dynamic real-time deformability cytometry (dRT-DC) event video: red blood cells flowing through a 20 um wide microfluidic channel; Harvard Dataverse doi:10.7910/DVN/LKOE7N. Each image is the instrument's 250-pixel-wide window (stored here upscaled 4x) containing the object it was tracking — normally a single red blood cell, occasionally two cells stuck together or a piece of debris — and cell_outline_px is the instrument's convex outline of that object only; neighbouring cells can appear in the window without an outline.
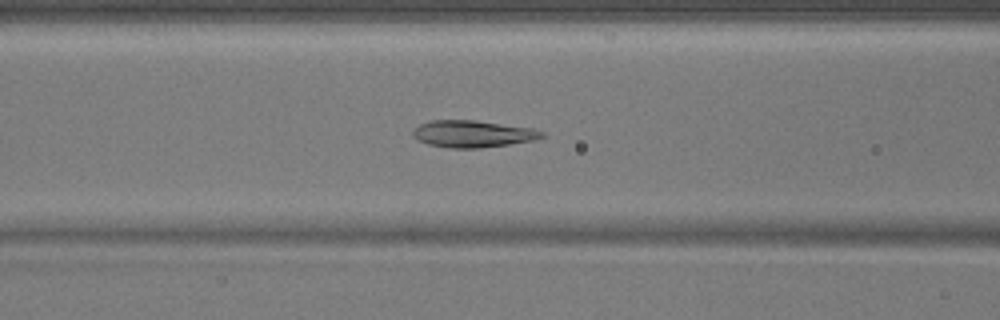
{"species": "common noctule bat (a hibernating species)", "species_latin": "Nyctalus noctula", "temperature_condition": "warm", "stored_images_in_passage": 50, "camera_frame_rate_fps": 3000, "um_per_image_px": 0.085, "animal": {"sex": "male", "body_mass_g": 17.9}, "frame": {"image": 1, "passage_image": 20, "time_ms": 6.333, "image_size_px": [1000, 320], "cell_outline_px": [[544, 136], [536, 140], [480, 148], [448, 148], [428, 144], [412, 136], [412, 132], [420, 124], [432, 120], [476, 120], [532, 128], [544, 132]], "centroid_in_image_um": [40.19, 11.38], "position_along_channel_um": 126.4, "area_um2": 20.17}}
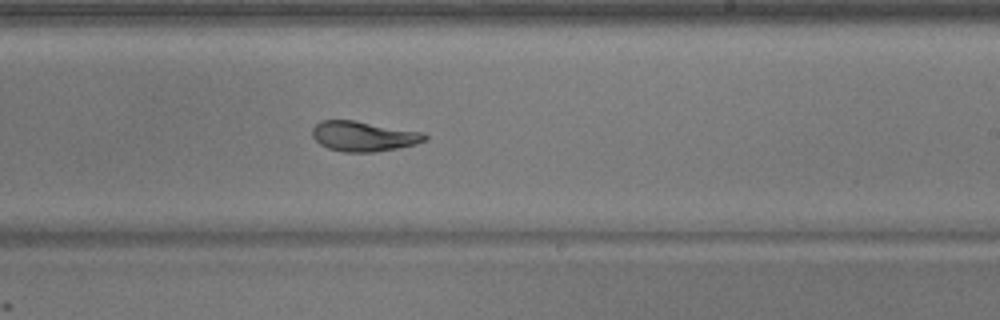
{"frame": {"image": 2, "passage_image": 30, "time_ms": 9.667, "image_size_px": [1000, 320], "cell_outline_px": [[428, 140], [416, 144], [396, 148], [372, 152], [344, 152], [328, 148], [320, 144], [312, 136], [312, 128], [320, 120], [356, 120], [424, 132], [428, 136]], "centroid_in_image_um": [30.92, 11.57], "position_along_channel_um": 258.1, "area_um2": 19.88}}
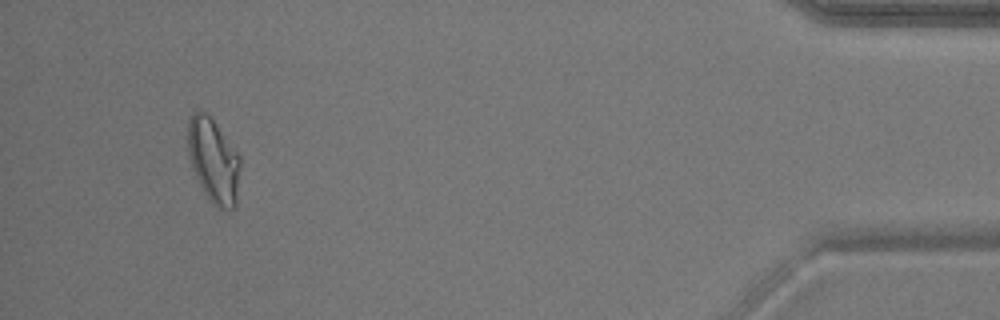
{"frame": {"image": 3, "passage_image": 47, "time_ms": 15.333, "image_size_px": [1000, 320], "cell_outline_px": [[240, 168], [236, 204], [232, 208], [220, 208], [212, 204], [204, 192], [192, 168], [188, 156], [188, 120], [192, 112], [196, 108], [208, 112], [240, 156]], "centroid_in_image_um": [18.13, 13.58], "position_along_channel_um": 417.1, "area_um2": 25.95}}